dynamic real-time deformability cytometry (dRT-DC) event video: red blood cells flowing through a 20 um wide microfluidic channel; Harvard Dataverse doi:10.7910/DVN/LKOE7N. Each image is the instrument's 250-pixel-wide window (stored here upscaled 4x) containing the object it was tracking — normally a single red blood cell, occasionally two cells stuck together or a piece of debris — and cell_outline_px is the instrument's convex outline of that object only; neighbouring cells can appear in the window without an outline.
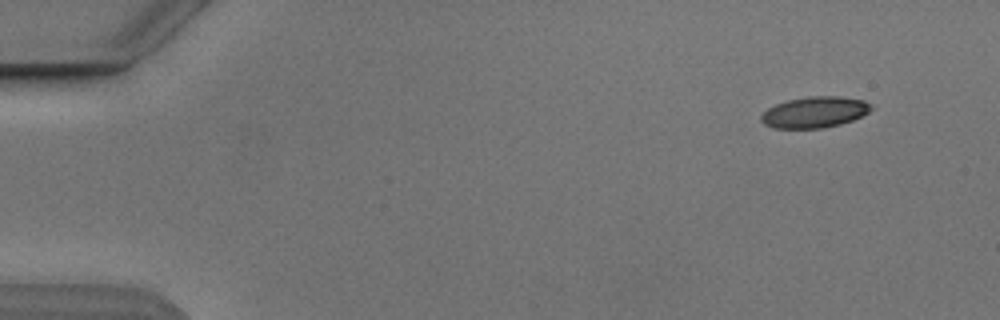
{"species": "Egyptian fruit bat (a non-hibernating species)", "species_latin": "Rousettus aegyptiacus", "temperature_condition": "cold", "stored_images_in_passage": 5, "camera_frame_rate_fps": 3000, "um_per_image_px": 0.085, "animal": {"sex": "male"}, "frame": {"image": 1, "passage_image": 1, "time_ms": 0.0, "image_size_px": [1000, 320], "cell_outline_px": [[872, 108], [868, 112], [852, 120], [840, 124], [824, 128], [776, 128], [764, 124], [760, 120], [760, 116], [768, 108], [776, 104], [788, 100], [808, 96], [840, 96], [864, 100], [872, 104]], "centroid_in_image_um": [69.25, 9.53], "position_along_channel_um": 15.8, "area_um2": 19.88}}
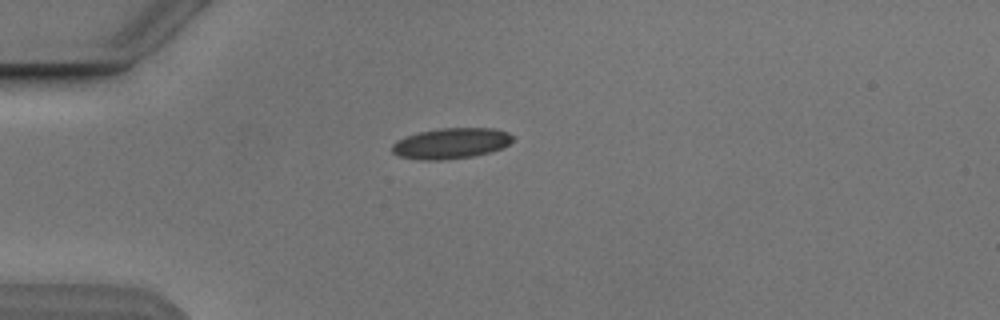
{"frame": {"image": 2, "passage_image": 3, "time_ms": 3.333, "image_size_px": [1000, 320], "cell_outline_px": [[512, 140], [508, 144], [492, 152], [472, 156], [444, 160], [424, 160], [400, 156], [392, 152], [392, 144], [396, 140], [404, 136], [420, 132], [440, 128], [496, 128], [508, 132], [512, 136]], "centroid_in_image_um": [38.32, 12.18], "position_along_channel_um": 46.7, "area_um2": 21.56}}
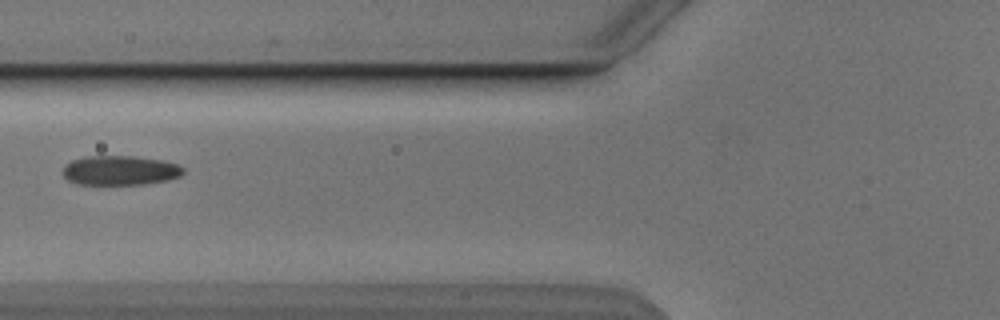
{"frame": {"image": 3, "passage_image": 5, "time_ms": 5.667, "image_size_px": [1000, 320], "cell_outline_px": [[184, 172], [180, 176], [168, 180], [144, 184], [76, 184], [68, 180], [64, 176], [64, 164], [72, 160], [84, 156], [132, 156], [164, 160], [176, 164], [184, 168]], "centroid_in_image_um": [10.2, 14.48], "position_along_channel_um": 115.6, "area_um2": 20.75}}